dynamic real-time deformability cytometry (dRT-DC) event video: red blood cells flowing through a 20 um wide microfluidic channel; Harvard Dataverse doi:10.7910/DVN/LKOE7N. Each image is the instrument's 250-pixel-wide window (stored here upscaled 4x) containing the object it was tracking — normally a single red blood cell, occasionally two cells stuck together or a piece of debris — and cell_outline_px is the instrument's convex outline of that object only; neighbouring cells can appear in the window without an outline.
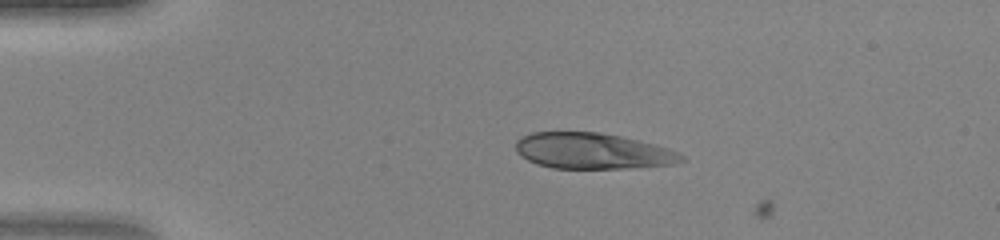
{"species": "human", "species_latin": "Homo sapiens", "temperature_condition": "warm", "stored_images_in_passage": 3, "camera_frame_rate_fps": 3000, "um_per_image_px": 0.085, "donor": {"sex": "female"}, "frame": {"image": 1, "passage_image": 2, "time_ms": 0.333, "image_size_px": [1000, 240], "cell_outline_px": [[684, 160], [672, 164], [628, 168], [552, 168], [536, 164], [520, 156], [516, 152], [516, 140], [520, 136], [532, 132], [600, 132], [640, 140], [668, 148], [684, 156]], "centroid_in_image_um": [50.32, 12.83], "position_along_channel_um": 34.7, "area_um2": 34.74}}